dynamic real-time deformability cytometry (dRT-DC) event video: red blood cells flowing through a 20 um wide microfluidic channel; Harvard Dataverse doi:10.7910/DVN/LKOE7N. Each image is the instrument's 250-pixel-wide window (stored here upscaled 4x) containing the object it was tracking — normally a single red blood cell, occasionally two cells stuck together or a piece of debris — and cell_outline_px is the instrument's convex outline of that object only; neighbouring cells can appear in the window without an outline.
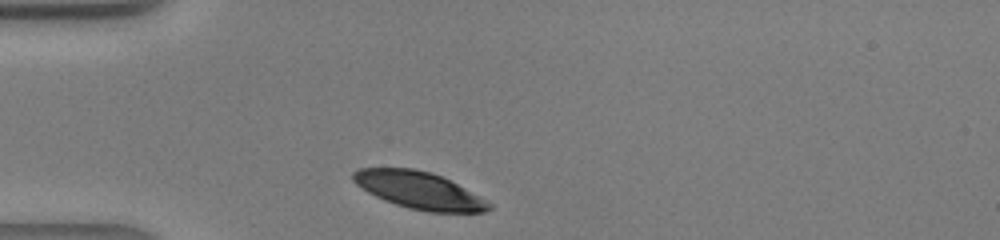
{"species": "human", "species_latin": "Homo sapiens", "temperature_condition": "warm", "stored_images_in_passage": 24, "camera_frame_rate_fps": 3000, "um_per_image_px": 0.085, "donor": {"sex": "male"}, "frame": {"image": 1, "passage_image": 1, "time_ms": 0.0, "image_size_px": [1000, 240], "cell_outline_px": [[492, 208], [484, 212], [428, 212], [408, 208], [384, 200], [368, 192], [356, 184], [352, 180], [352, 172], [360, 168], [412, 168], [432, 172], [456, 184], [492, 204]], "centroid_in_image_um": [35.58, 16.17], "position_along_channel_um": 49.4, "area_um2": 29.02}}
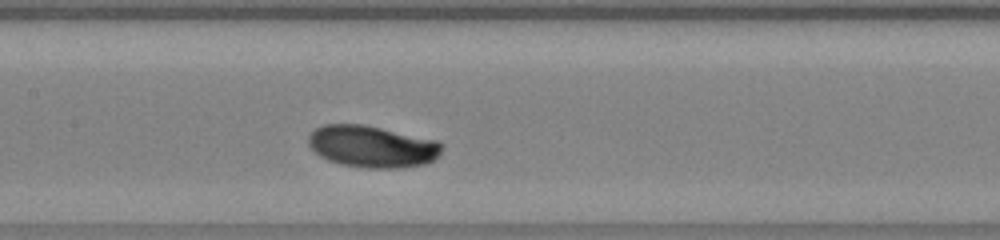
{"frame": {"image": 2, "passage_image": 10, "time_ms": 3.0, "image_size_px": [1000, 240], "cell_outline_px": [[444, 144], [440, 156], [428, 164], [396, 168], [364, 168], [344, 164], [328, 160], [320, 156], [308, 144], [308, 136], [316, 128], [324, 124], [364, 124], [436, 140]], "centroid_in_image_um": [31.67, 12.45], "position_along_channel_um": 175.7, "area_um2": 32.66}}
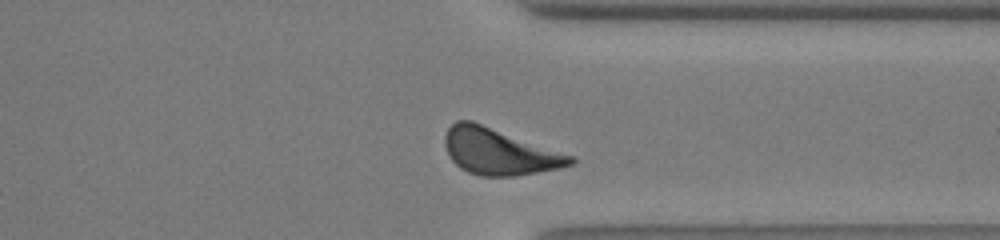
{"frame": {"image": 3, "passage_image": 22, "time_ms": 7.0, "image_size_px": [1000, 240], "cell_outline_px": [[576, 164], [516, 176], [480, 176], [468, 172], [460, 168], [448, 156], [444, 144], [444, 136], [448, 128], [456, 120], [472, 120], [576, 156]], "centroid_in_image_um": [42.44, 12.87], "position_along_channel_um": 369.0, "area_um2": 34.22}}